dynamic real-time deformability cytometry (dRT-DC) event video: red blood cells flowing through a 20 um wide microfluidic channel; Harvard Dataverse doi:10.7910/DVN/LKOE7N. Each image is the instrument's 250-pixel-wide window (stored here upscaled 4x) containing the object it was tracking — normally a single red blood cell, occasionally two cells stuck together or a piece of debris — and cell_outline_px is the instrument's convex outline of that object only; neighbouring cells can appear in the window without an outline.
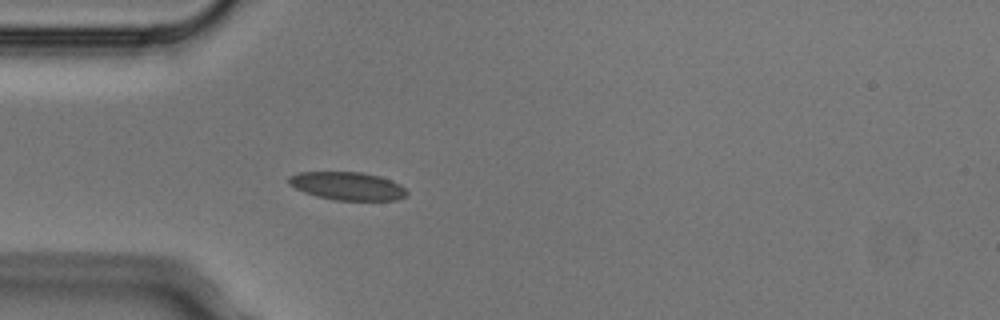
{"species": "Egyptian fruit bat (a non-hibernating species)", "species_latin": "Rousettus aegyptiacus", "temperature_condition": "cold", "stored_images_in_passage": 5, "camera_frame_rate_fps": 3000, "um_per_image_px": 0.085, "animal": {"sex": "male"}, "frame": {"image": 1, "passage_image": 5, "time_ms": 1.333, "image_size_px": [1000, 320], "cell_outline_px": [[408, 196], [396, 200], [336, 200], [316, 196], [304, 192], [288, 184], [288, 176], [300, 172], [360, 172], [380, 176], [400, 184], [408, 192]], "centroid_in_image_um": [29.54, 15.81], "position_along_channel_um": 55.5, "area_um2": 19.36}}